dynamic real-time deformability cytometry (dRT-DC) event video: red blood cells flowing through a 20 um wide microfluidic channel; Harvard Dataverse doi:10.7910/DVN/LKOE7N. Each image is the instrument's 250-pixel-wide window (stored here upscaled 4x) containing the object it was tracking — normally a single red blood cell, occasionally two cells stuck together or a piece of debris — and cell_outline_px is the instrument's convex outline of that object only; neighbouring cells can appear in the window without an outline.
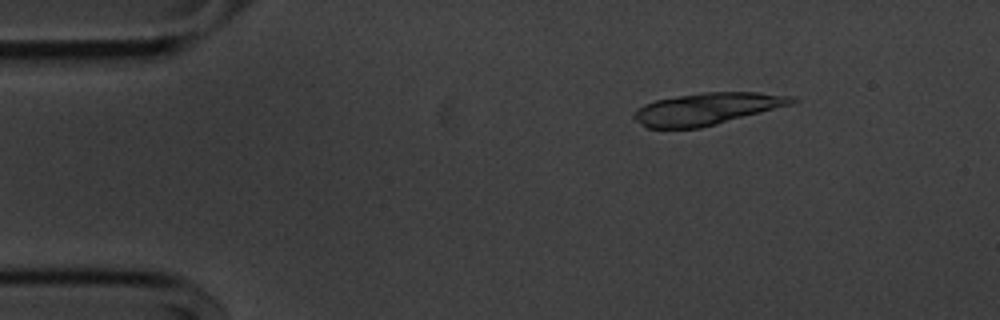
{"species": "common noctule bat (a hibernating species)", "species_latin": "Nyctalus noctula", "temperature_condition": "cold", "stored_images_in_passage": 53, "camera_frame_rate_fps": 3000, "um_per_image_px": 0.085, "animal": {"sex": "male", "body_mass_g": 20.1, "forearm_length_mm": 53.5}, "frame": {"image": 1, "passage_image": 7, "time_ms": 2.0, "image_size_px": [1000, 320], "cell_outline_px": [[800, 100], [792, 104], [716, 124], [700, 128], [648, 128], [636, 120], [632, 116], [644, 104], [656, 100], [704, 92], [756, 92], [796, 96]], "centroid_in_image_um": [60.15, 9.24], "position_along_channel_um": 24.8, "area_um2": 29.07}}